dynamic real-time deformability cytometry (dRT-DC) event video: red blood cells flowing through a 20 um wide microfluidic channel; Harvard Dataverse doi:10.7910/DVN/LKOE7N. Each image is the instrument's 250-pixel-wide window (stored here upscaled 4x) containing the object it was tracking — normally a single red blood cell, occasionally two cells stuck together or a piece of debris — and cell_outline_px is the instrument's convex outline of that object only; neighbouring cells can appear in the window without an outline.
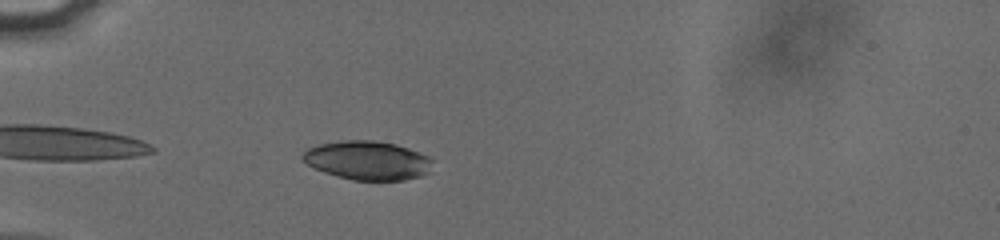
{"species": "human", "species_latin": "Homo sapiens", "temperature_condition": "cold", "stored_images_in_passage": 36, "camera_frame_rate_fps": 3000, "um_per_image_px": 0.085, "donor": {"sex": "male"}, "frame": {"image": 1, "passage_image": 3, "time_ms": 0.667, "image_size_px": [1000, 240], "cell_outline_px": [[432, 160], [428, 172], [420, 176], [404, 180], [352, 180], [324, 172], [300, 160], [300, 156], [308, 148], [320, 144], [344, 140], [372, 140], [396, 144], [408, 148], [428, 156]], "centroid_in_image_um": [31.21, 13.63], "position_along_channel_um": 53.8, "area_um2": 29.25}}
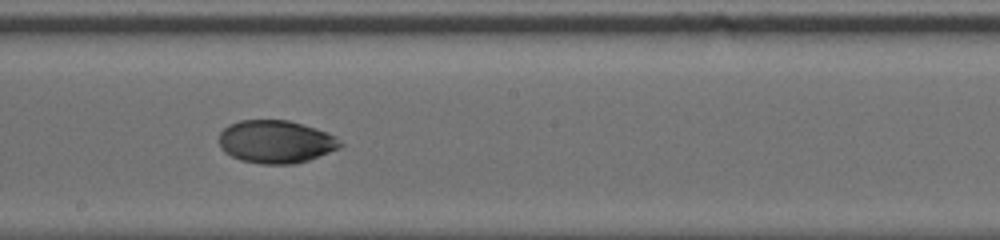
{"frame": {"image": 2, "passage_image": 18, "time_ms": 5.667, "image_size_px": [1000, 240], "cell_outline_px": [[344, 144], [340, 148], [308, 160], [292, 164], [260, 164], [240, 160], [224, 152], [220, 148], [220, 132], [228, 124], [240, 120], [288, 120], [316, 128], [328, 132], [336, 136]], "centroid_in_image_um": [23.45, 12.04], "position_along_channel_um": 224.7, "area_um2": 30.46}}
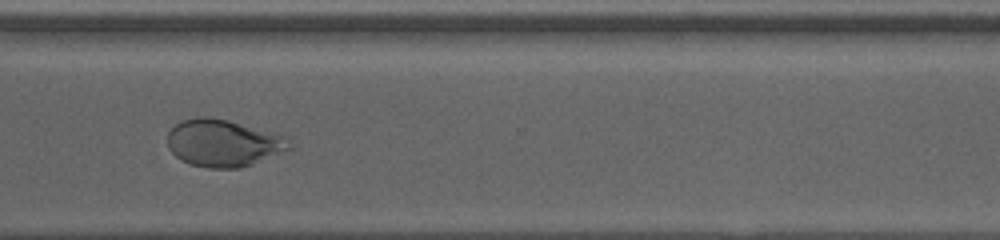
{"frame": {"image": 3, "passage_image": 28, "time_ms": 9.0, "image_size_px": [1000, 240], "cell_outline_px": [[292, 148], [252, 164], [240, 168], [208, 168], [192, 164], [180, 160], [168, 148], [168, 132], [176, 124], [184, 120], [200, 116], [208, 116], [228, 120], [288, 136], [292, 144]], "centroid_in_image_um": [19.0, 12.15], "position_along_channel_um": 351.6, "area_um2": 33.52}, "authors_computed_cell_mechanics": {"area_um2": 30.634, "velocity_mm_per_s": 3.8153, "shape_relaxation_time_tau1_ms": 2.6775, "shape_relaxation_time_tau2_ms": 7.2161, "deformation_change_tau1": 0.0932, "deformation_change_tau2": 0.0956}}